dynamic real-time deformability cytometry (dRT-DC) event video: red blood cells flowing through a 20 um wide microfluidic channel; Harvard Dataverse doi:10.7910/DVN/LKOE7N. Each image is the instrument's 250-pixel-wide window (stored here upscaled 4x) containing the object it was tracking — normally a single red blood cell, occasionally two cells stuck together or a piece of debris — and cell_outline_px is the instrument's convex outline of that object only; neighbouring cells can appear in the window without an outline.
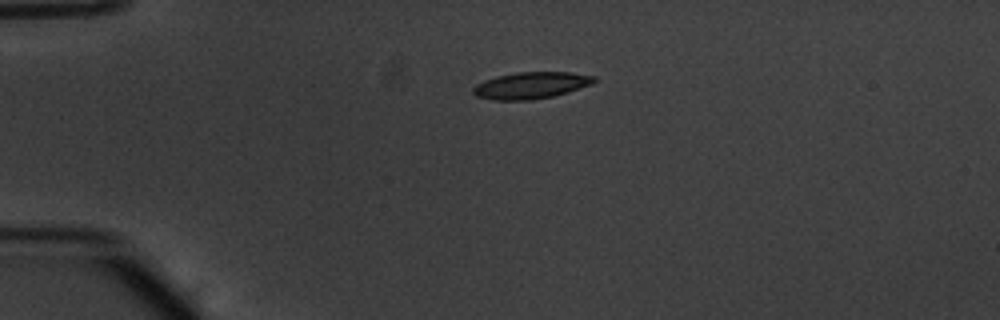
{"species": "common noctule bat (a hibernating species)", "species_latin": "Nyctalus noctula", "temperature_condition": "warm", "stored_images_in_passage": 41, "camera_frame_rate_fps": 3000, "um_per_image_px": 0.085, "animal": {"sex": "male", "body_mass_g": 20.1, "forearm_length_mm": 53.5}, "frame": {"image": 1, "passage_image": 1, "time_ms": 0.0, "image_size_px": [1000, 320], "cell_outline_px": [[596, 80], [592, 84], [568, 92], [552, 96], [532, 100], [492, 100], [476, 96], [472, 92], [472, 88], [476, 84], [484, 80], [496, 76], [516, 72], [568, 72], [596, 76]], "centroid_in_image_um": [45.11, 7.25], "position_along_channel_um": 39.9, "area_um2": 18.9}}
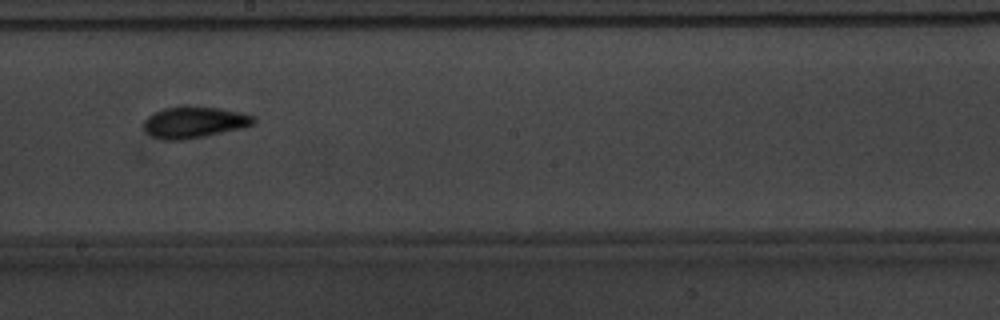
{"frame": {"image": 2, "passage_image": 19, "time_ms": 6.0, "image_size_px": [1000, 320], "cell_outline_px": [[256, 124], [244, 128], [184, 140], [164, 140], [152, 136], [144, 128], [144, 120], [148, 116], [164, 108], [184, 104], [220, 108], [240, 112], [256, 116]], "centroid_in_image_um": [16.56, 10.37], "position_along_channel_um": 231.6, "area_um2": 20.52}}
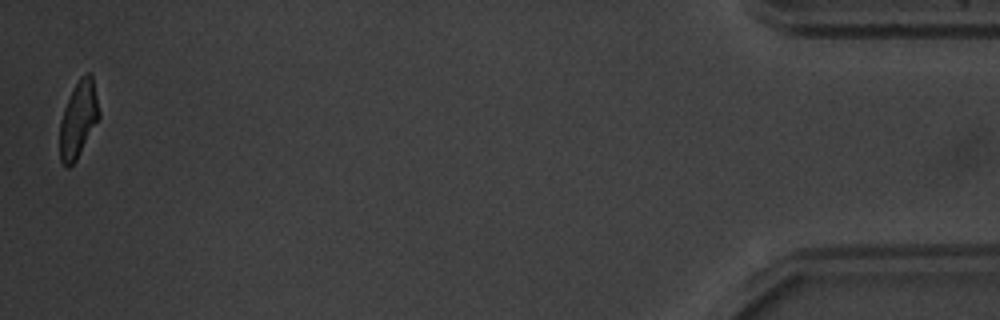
{"frame": {"image": 3, "passage_image": 41, "time_ms": 13.333, "image_size_px": [1000, 320], "cell_outline_px": [[100, 116], [76, 160], [68, 168], [60, 160], [60, 120], [64, 108], [80, 76], [84, 72], [92, 72], [100, 112]], "centroid_in_image_um": [6.67, 10.1], "position_along_channel_um": 428.5, "area_um2": 17.34}, "authors_computed_cell_mechanics": {"area_um2": 19.0162, "velocity_mm_per_s": 3.8221, "shape_relaxation_time_tau1_ms": 3.8915, "shape_relaxation_time_tau2_ms": 3.1842, "deformation_change_tau1": 0.154, "deformation_change_tau2": 0.0989}}